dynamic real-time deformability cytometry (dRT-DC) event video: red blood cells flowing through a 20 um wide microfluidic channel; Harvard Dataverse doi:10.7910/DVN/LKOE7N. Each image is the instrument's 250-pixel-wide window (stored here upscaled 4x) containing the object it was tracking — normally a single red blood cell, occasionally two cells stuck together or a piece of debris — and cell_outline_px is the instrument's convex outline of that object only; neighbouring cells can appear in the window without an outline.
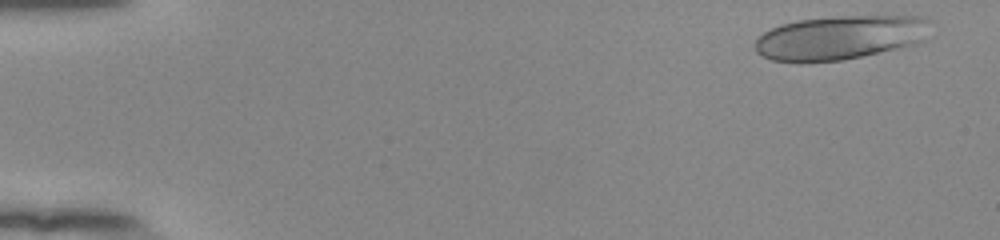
{"species": "human", "species_latin": "Homo sapiens", "temperature_condition": "room temperature", "stored_images_in_passage": 49, "camera_frame_rate_fps": 3000, "um_per_image_px": 0.085, "donor": {"sex": "female"}, "frame": {"image": 1, "passage_image": 2, "time_ms": 0.333, "image_size_px": [1000, 240], "cell_outline_px": [[928, 20], [920, 40], [908, 44], [860, 56], [840, 60], [772, 60], [756, 52], [756, 40], [764, 32], [772, 28], [784, 24], [800, 20], [836, 16], [924, 16]], "centroid_in_image_um": [71.32, 3.16], "position_along_channel_um": 13.7, "area_um2": 43.06}}
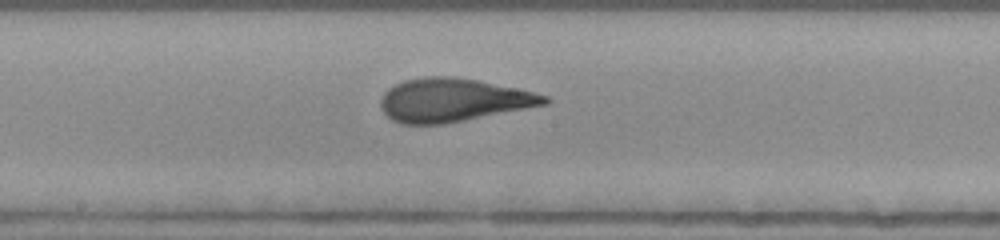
{"frame": {"image": 2, "passage_image": 28, "time_ms": 9.0, "image_size_px": [1000, 240], "cell_outline_px": [[552, 100], [548, 104], [444, 124], [400, 124], [392, 120], [380, 108], [380, 100], [384, 92], [388, 88], [404, 80], [424, 76], [452, 76], [476, 80], [516, 88], [548, 96]], "centroid_in_image_um": [38.48, 8.51], "position_along_channel_um": 209.7, "area_um2": 41.33}}
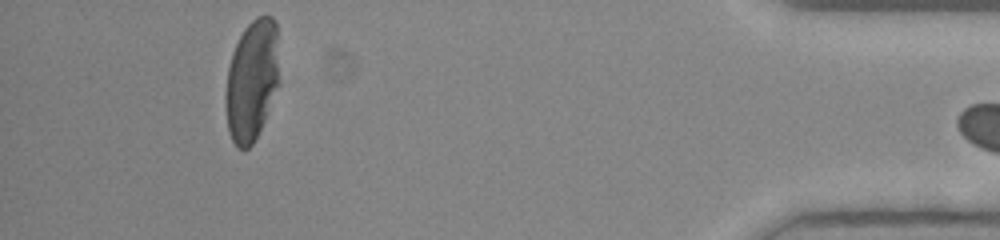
{"frame": {"image": 3, "passage_image": 48, "time_ms": 15.667, "image_size_px": [1000, 240], "cell_outline_px": [[276, 88], [264, 120], [252, 144], [248, 148], [236, 148], [228, 132], [224, 104], [224, 96], [228, 68], [232, 52], [244, 28], [256, 16], [272, 16], [276, 24]], "centroid_in_image_um": [21.33, 6.86], "position_along_channel_um": 413.9, "area_um2": 37.11}}